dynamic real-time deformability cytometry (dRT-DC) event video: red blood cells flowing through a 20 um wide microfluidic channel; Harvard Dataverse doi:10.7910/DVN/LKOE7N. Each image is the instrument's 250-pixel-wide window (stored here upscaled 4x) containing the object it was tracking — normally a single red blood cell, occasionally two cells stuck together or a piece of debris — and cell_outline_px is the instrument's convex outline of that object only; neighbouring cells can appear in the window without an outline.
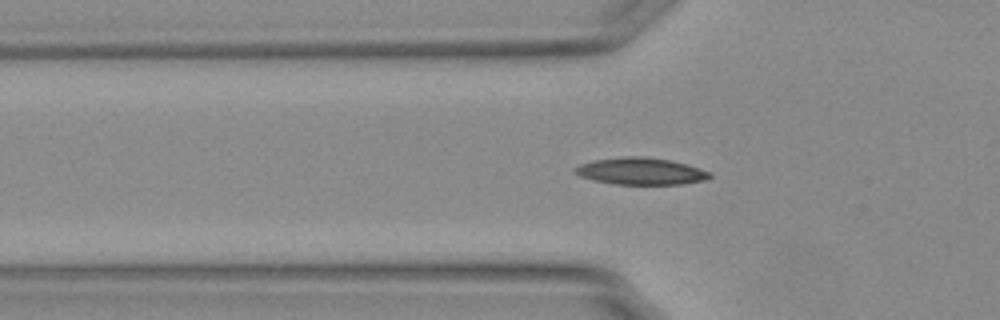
{"species": "Egyptian fruit bat (a non-hibernating species)", "species_latin": "Rousettus aegyptiacus", "temperature_condition": "warm", "stored_images_in_passage": 55, "segment_of_instrument_passage": [1, 2], "camera_frame_rate_fps": 3000, "um_per_image_px": 0.085, "animal": {"sex": "female"}, "frame": {"image": 1, "passage_image": 18, "time_ms": 5.667, "image_size_px": [1000, 320], "cell_outline_px": [[712, 176], [708, 180], [680, 184], [612, 184], [592, 180], [580, 176], [572, 172], [580, 164], [596, 160], [624, 156], [644, 156], [668, 160], [684, 164], [712, 172]], "centroid_in_image_um": [54.47, 14.56], "position_along_channel_um": 71.3, "area_um2": 21.1}}
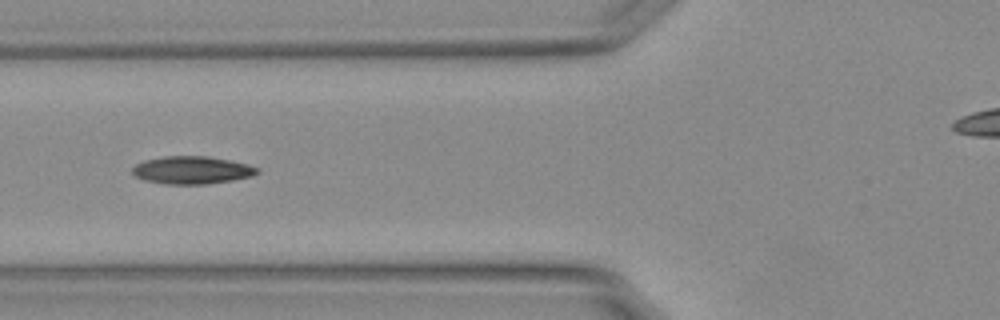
{"frame": {"image": 2, "passage_image": 21, "time_ms": 6.667, "image_size_px": [1000, 320], "cell_outline_px": [[260, 172], [252, 176], [232, 180], [204, 184], [164, 184], [144, 180], [136, 176], [132, 172], [132, 168], [136, 164], [144, 160], [164, 156], [208, 156], [248, 164], [256, 168]], "centroid_in_image_um": [16.29, 14.46], "position_along_channel_um": 109.5, "area_um2": 20.06}}
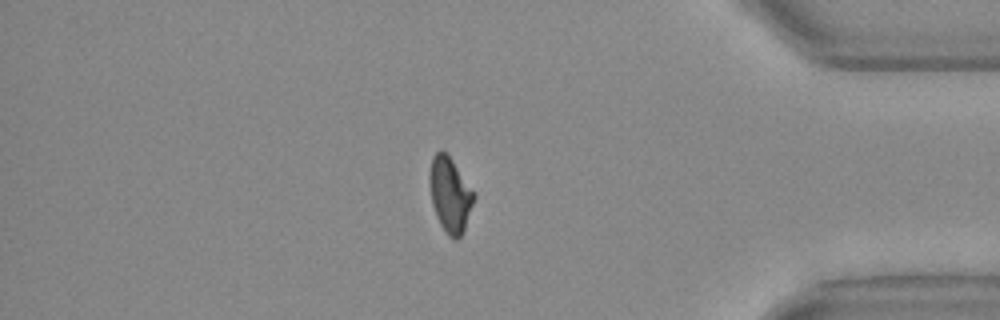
{"frame": {"image": 3, "passage_image": 46, "time_ms": 15.0, "image_size_px": [1000, 320], "cell_outline_px": [[476, 196], [464, 232], [456, 240], [452, 240], [448, 236], [440, 224], [436, 216], [432, 204], [432, 156], [436, 152], [444, 152], [448, 156]], "centroid_in_image_um": [38.3, 16.67], "position_along_channel_um": 396.9, "area_um2": 18.44}}